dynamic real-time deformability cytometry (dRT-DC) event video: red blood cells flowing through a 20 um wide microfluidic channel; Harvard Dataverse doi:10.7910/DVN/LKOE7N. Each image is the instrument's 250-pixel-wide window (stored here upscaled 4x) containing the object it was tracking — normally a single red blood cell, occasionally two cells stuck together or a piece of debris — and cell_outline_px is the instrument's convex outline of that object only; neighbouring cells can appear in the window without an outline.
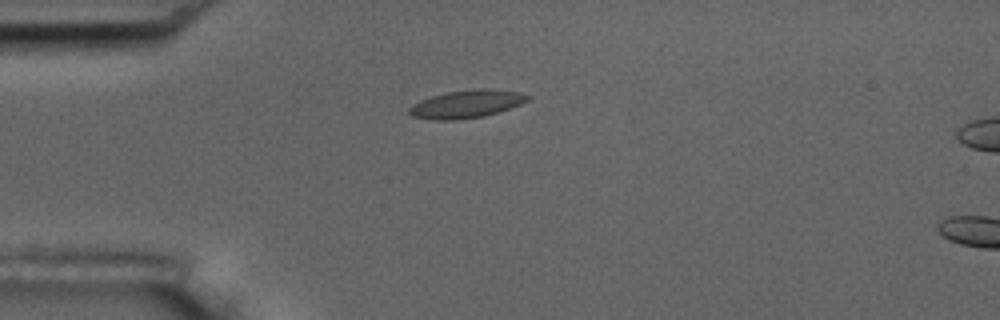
{"species": "common noctule bat (a hibernating species)", "species_latin": "Nyctalus noctula", "temperature_condition": "room temperature", "stored_images_in_passage": 2, "camera_frame_rate_fps": 3000, "um_per_image_px": 0.085, "animal": {"sex": "male", "body_mass_g": 17.5, "forearm_length_mm": 52.3}, "frame": {"image": 1, "passage_image": 1, "time_ms": 0.0, "image_size_px": [1000, 320], "cell_outline_px": [[532, 96], [528, 100], [520, 104], [484, 116], [456, 120], [432, 120], [412, 116], [408, 112], [408, 108], [412, 104], [420, 100], [432, 96], [448, 92], [480, 88], [484, 88], [520, 92]], "centroid_in_image_um": [39.63, 8.84], "position_along_channel_um": 45.4, "area_um2": 19.13}}